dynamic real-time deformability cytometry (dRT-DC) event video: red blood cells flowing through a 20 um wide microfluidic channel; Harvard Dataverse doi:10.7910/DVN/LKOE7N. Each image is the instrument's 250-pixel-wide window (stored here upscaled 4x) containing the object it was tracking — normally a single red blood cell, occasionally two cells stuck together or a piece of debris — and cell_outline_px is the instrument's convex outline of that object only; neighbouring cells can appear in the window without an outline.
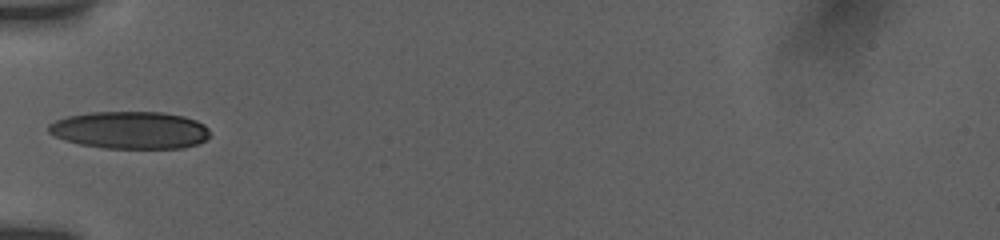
{"species": "human", "species_latin": "Homo sapiens", "temperature_condition": "room temperature", "stored_images_in_passage": 35, "camera_frame_rate_fps": 3000, "um_per_image_px": 0.085, "donor": {"sex": "female"}, "frame": {"image": 1, "passage_image": 1, "time_ms": 0.0, "image_size_px": [1000, 240], "cell_outline_px": [[208, 136], [204, 140], [196, 144], [180, 148], [104, 148], [80, 144], [64, 140], [48, 132], [48, 124], [56, 120], [68, 116], [88, 112], [160, 112], [184, 116], [196, 120], [204, 124], [208, 128]], "centroid_in_image_um": [11.03, 11.05], "position_along_channel_um": 74.0, "area_um2": 35.08}}
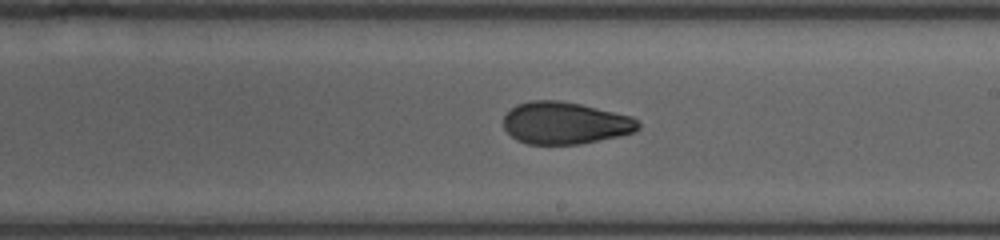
{"frame": {"image": 2, "passage_image": 14, "time_ms": 4.333, "image_size_px": [1000, 240], "cell_outline_px": [[640, 128], [636, 132], [620, 136], [580, 144], [528, 144], [516, 140], [504, 128], [504, 116], [516, 104], [532, 100], [560, 100], [580, 104], [632, 116], [640, 120]], "centroid_in_image_um": [48.07, 10.46], "position_along_channel_um": 240.9, "area_um2": 33.29}}
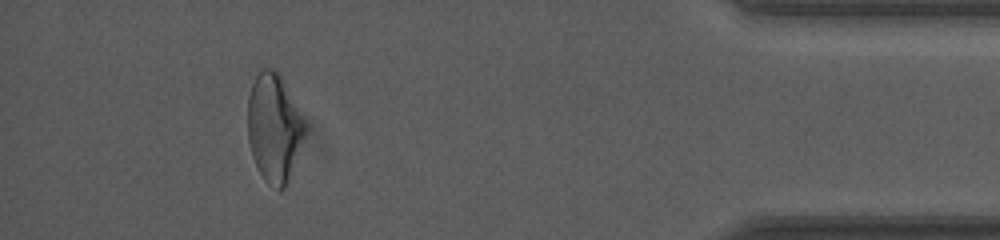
{"frame": {"image": 3, "passage_image": 31, "time_ms": 10.0, "image_size_px": [1000, 240], "cell_outline_px": [[304, 136], [288, 184], [284, 188], [276, 188], [268, 184], [264, 180], [252, 156], [248, 140], [248, 96], [252, 84], [260, 68], [272, 68], [280, 76], [304, 120]], "centroid_in_image_um": [23.27, 10.88], "position_along_channel_um": 411.9, "area_um2": 35.55}, "authors_computed_cell_mechanics": {"area_um2": 34.4488, "velocity_mm_per_s": 3.8497, "shape_relaxation_time_tau1_ms": 9.5184, "shape_relaxation_time_tau2_ms": 1.5892, "deformation_change_tau1": 0.242, "deformation_change_tau2": 0.0692}}